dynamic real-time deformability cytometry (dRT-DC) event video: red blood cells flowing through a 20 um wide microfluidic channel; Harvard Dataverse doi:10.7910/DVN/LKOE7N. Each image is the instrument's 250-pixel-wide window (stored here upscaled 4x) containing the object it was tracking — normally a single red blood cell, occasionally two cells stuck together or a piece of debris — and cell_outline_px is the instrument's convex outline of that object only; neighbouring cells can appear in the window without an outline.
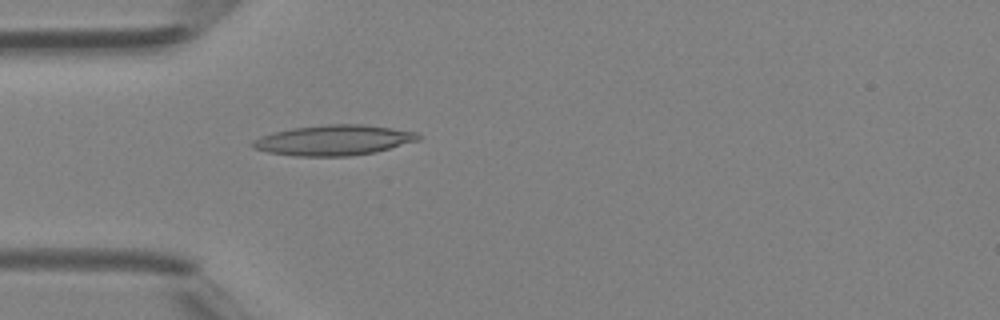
{"species": "Egyptian fruit bat (a non-hibernating species)", "species_latin": "Rousettus aegyptiacus", "temperature_condition": "room temperature", "stored_images_in_passage": 41, "camera_frame_rate_fps": 3000, "um_per_image_px": 0.085, "animal": {"sex": "female"}, "frame": {"image": 1, "passage_image": 11, "time_ms": 3.333, "image_size_px": [1000, 320], "cell_outline_px": [[420, 140], [376, 152], [348, 156], [296, 156], [268, 152], [252, 148], [248, 144], [252, 140], [260, 136], [292, 128], [328, 124], [360, 124], [392, 128], [416, 132], [420, 136]], "centroid_in_image_um": [28.34, 11.92], "position_along_channel_um": 56.7, "area_um2": 29.3}}
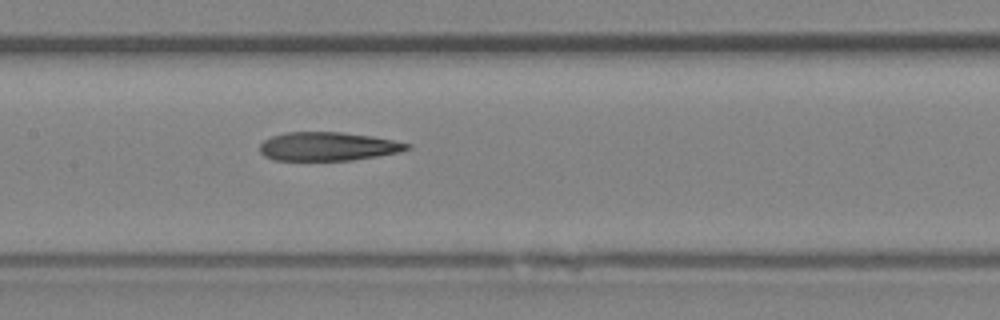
{"frame": {"image": 2, "passage_image": 19, "time_ms": 6.0, "image_size_px": [1000, 320], "cell_outline_px": [[412, 148], [400, 152], [352, 160], [272, 160], [264, 156], [260, 152], [260, 144], [264, 140], [272, 136], [284, 132], [340, 132], [372, 136], [412, 144]], "centroid_in_image_um": [27.87, 12.44], "position_along_channel_um": 179.5, "area_um2": 24.62}}
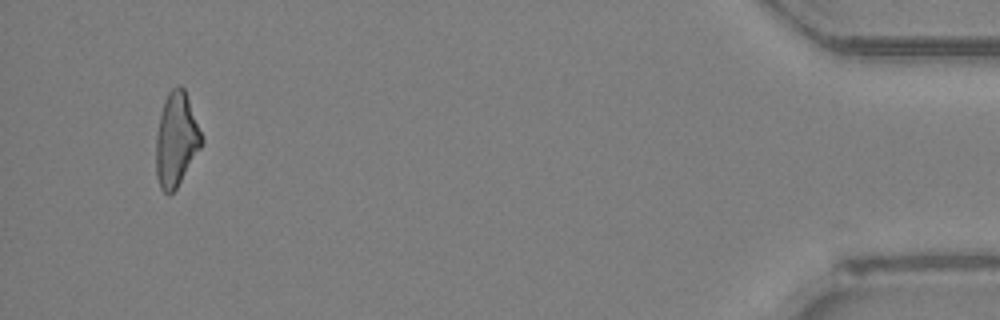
{"frame": {"image": 3, "passage_image": 39, "time_ms": 12.667, "image_size_px": [1000, 320], "cell_outline_px": [[204, 140], [200, 148], [176, 188], [168, 196], [160, 188], [156, 176], [156, 136], [160, 112], [164, 100], [168, 92], [176, 84], [180, 84], [184, 88], [204, 136]], "centroid_in_image_um": [14.98, 11.82], "position_along_channel_um": 420.2, "area_um2": 25.14}}